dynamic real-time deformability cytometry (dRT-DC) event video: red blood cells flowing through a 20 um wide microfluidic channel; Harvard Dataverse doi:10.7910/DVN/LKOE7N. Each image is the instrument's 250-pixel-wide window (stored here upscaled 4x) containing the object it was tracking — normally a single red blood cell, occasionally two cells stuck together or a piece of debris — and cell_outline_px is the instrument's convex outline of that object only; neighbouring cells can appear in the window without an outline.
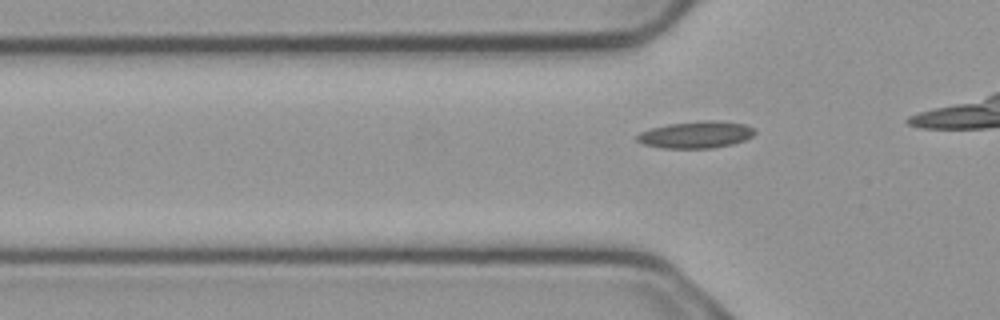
{"species": "common noctule bat (a hibernating species)", "species_latin": "Nyctalus noctula", "temperature_condition": "cold", "stored_images_in_passage": 2, "camera_frame_rate_fps": 3000, "um_per_image_px": 0.085, "animal": {"sex": "male", "body_mass_g": 23.1, "forearm_length_mm": 52.7}, "frame": {"image": 1, "passage_image": 2, "time_ms": 0.333, "image_size_px": [1000, 320], "cell_outline_px": [[756, 132], [752, 136], [744, 140], [732, 144], [712, 148], [664, 148], [644, 144], [636, 140], [636, 136], [640, 132], [652, 128], [668, 124], [704, 120], [716, 120], [744, 124], [756, 128]], "centroid_in_image_um": [59.18, 11.44], "position_along_channel_um": 66.6, "area_um2": 18.44}}